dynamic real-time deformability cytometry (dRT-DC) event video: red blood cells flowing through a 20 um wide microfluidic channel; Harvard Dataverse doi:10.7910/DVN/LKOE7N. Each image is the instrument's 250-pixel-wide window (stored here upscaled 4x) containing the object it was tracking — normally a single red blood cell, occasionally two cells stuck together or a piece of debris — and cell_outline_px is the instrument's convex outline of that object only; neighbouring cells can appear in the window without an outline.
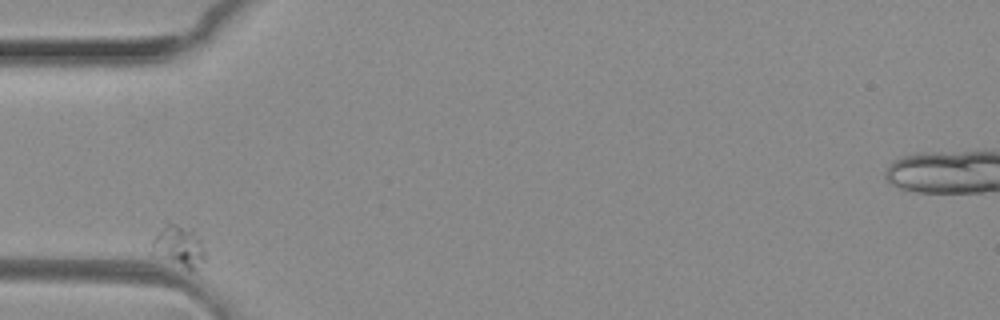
{"species": "common noctule bat (a hibernating species)", "species_latin": "Nyctalus noctula", "temperature_condition": "room temperature", "stored_images_in_passage": 33, "camera_frame_rate_fps": 3000, "um_per_image_px": 0.085, "animal": {"sex": "female", "body_mass_g": 29.2, "forearm_length_mm": 56.3}, "frame": {"image": 1, "passage_image": 1, "time_ms": 0.0, "image_size_px": [1000, 320], "cell_outline_px": [[204, 260], [188, 272], [152, 256], [152, 240], [168, 224], [172, 224], [192, 232], [200, 240], [204, 248]], "centroid_in_image_um": [15.15, 21.06], "position_along_channel_um": 69.9, "area_um2": 12.48}}
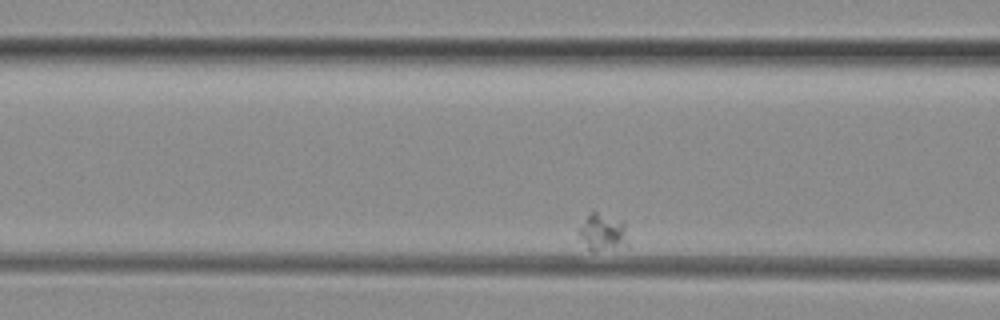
{"frame": {"image": 2, "passage_image": 6, "time_ms": 1.667, "image_size_px": [1000, 320], "cell_outline_px": [[628, 248], [592, 252], [588, 248], [580, 236], [576, 228], [592, 208], [624, 220], [628, 244]], "centroid_in_image_um": [51.24, 19.7], "position_along_channel_um": 115.4, "area_um2": 11.56}}
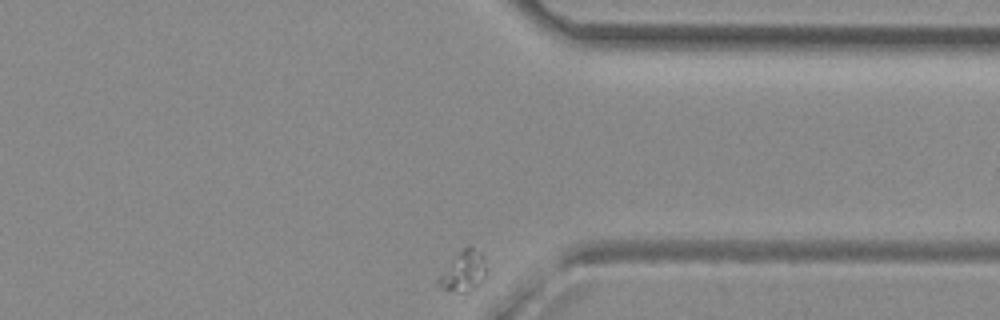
{"frame": {"image": 3, "passage_image": 33, "time_ms": 10.667, "image_size_px": [1000, 320], "cell_outline_px": [[484, 276], [480, 284], [464, 292], [460, 292], [436, 288], [436, 280], [456, 256], [468, 244], [472, 244], [484, 256]], "centroid_in_image_um": [39.37, 23.05], "position_along_channel_um": 372.0, "area_um2": 10.98}}